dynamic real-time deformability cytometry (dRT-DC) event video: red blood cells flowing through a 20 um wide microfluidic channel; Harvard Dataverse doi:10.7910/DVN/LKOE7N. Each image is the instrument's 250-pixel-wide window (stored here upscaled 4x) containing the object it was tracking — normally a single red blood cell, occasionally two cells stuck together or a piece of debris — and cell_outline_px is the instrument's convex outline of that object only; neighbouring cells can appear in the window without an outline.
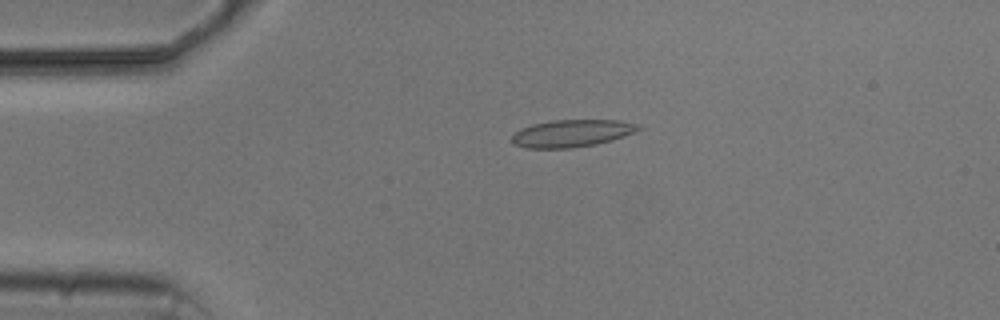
{"species": "common noctule bat (a hibernating species)", "species_latin": "Nyctalus noctula", "temperature_condition": "cold", "stored_images_in_passage": 4, "camera_frame_rate_fps": 3000, "um_per_image_px": 0.085, "animal": {"sex": "male", "body_mass_g": 20.5, "forearm_length_mm": 52.5}, "frame": {"image": 1, "passage_image": 3, "time_ms": 2.333, "image_size_px": [1000, 320], "cell_outline_px": [[644, 128], [636, 132], [612, 140], [596, 144], [572, 148], [524, 148], [512, 144], [512, 136], [520, 128], [532, 124], [552, 120], [620, 120], [640, 124]], "centroid_in_image_um": [48.63, 11.33], "position_along_channel_um": 36.4, "area_um2": 20.4}}